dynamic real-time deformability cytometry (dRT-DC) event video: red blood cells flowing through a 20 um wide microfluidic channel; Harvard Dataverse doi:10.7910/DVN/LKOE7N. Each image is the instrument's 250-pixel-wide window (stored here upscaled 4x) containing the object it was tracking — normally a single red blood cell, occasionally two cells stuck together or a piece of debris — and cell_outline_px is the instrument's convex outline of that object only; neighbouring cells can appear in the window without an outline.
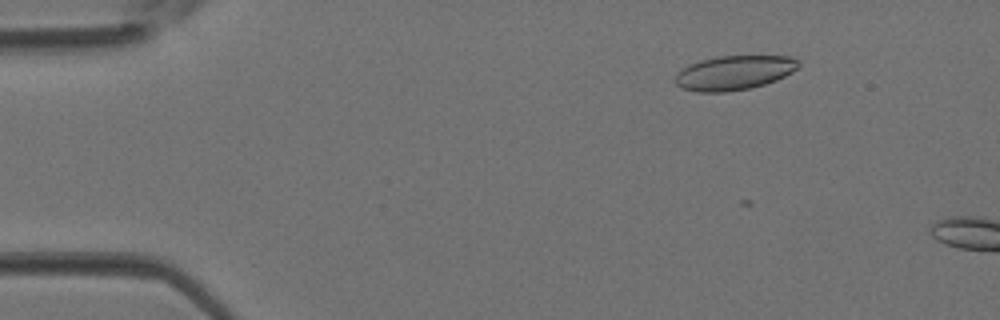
{"species": "Egyptian fruit bat (a non-hibernating species)", "species_latin": "Rousettus aegyptiacus", "temperature_condition": "room temperature", "stored_images_in_passage": 3, "camera_frame_rate_fps": 3000, "um_per_image_px": 0.085, "animal": {"sex": "female"}, "frame": {"image": 1, "passage_image": 1, "time_ms": 0.0, "image_size_px": [1000, 320], "cell_outline_px": [[800, 64], [792, 72], [776, 80], [752, 88], [724, 92], [696, 92], [680, 88], [672, 80], [676, 72], [688, 64], [700, 60], [716, 56], [792, 56], [800, 60]], "centroid_in_image_um": [62.35, 6.18], "position_along_channel_um": 22.7, "area_um2": 25.09}}